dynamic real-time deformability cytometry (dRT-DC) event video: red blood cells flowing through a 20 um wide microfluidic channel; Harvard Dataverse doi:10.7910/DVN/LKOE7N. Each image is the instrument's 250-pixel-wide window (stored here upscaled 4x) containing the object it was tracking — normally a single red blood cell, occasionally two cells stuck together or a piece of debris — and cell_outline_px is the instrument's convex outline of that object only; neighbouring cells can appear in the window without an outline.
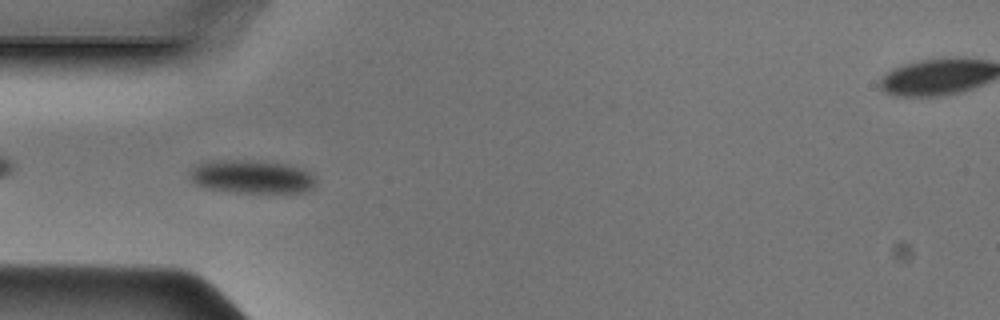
{"species": "Egyptian fruit bat (a non-hibernating species)", "species_latin": "Rousettus aegyptiacus", "temperature_condition": "cold", "stored_images_in_passage": 36, "camera_frame_rate_fps": 3000, "um_per_image_px": 0.085, "animal": {"sex": "male"}, "frame": {"image": 1, "passage_image": 2, "time_ms": 0.333, "image_size_px": [1000, 320], "cell_outline_px": [[316, 180], [312, 188], [304, 192], [232, 192], [204, 188], [196, 184], [188, 176], [188, 172], [196, 164], [212, 160], [248, 160], [284, 164], [300, 168], [308, 172]], "centroid_in_image_um": [21.31, 15.02], "position_along_channel_um": 63.7, "area_um2": 24.39}}
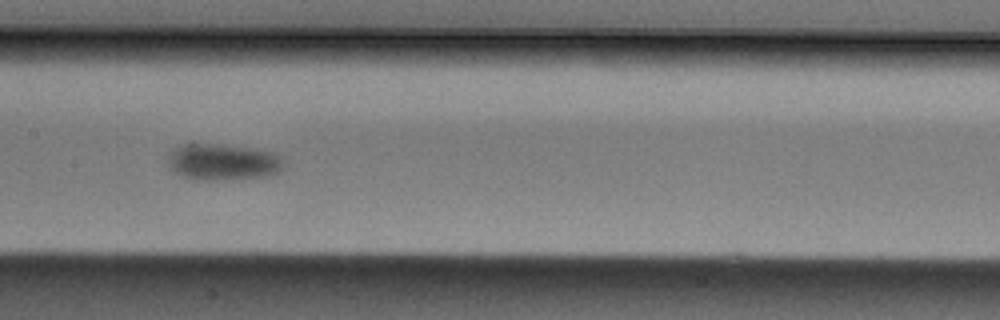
{"frame": {"image": 2, "passage_image": 11, "time_ms": 3.333, "image_size_px": [1000, 320], "cell_outline_px": [[284, 168], [280, 172], [268, 176], [216, 180], [192, 180], [180, 176], [172, 172], [168, 168], [168, 152], [176, 144], [188, 140], [192, 140], [224, 144], [272, 152], [280, 156], [284, 164]], "centroid_in_image_um": [18.8, 13.73], "position_along_channel_um": 188.6, "area_um2": 25.89}}
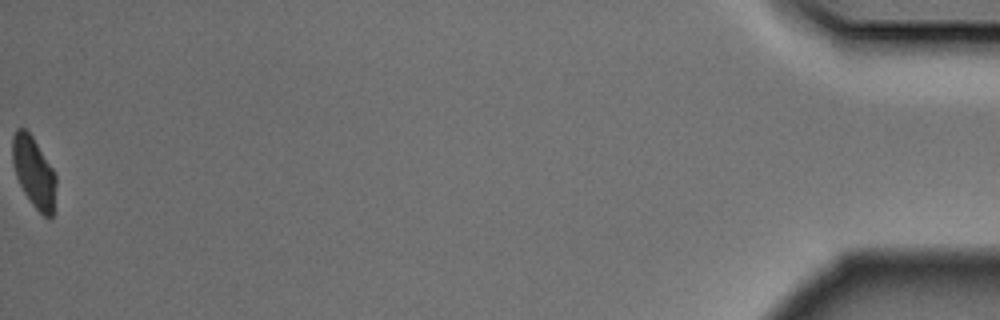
{"frame": {"image": 3, "passage_image": 36, "time_ms": 11.667, "image_size_px": [1000, 320], "cell_outline_px": [[56, 184], [52, 216], [48, 220], [32, 204], [24, 192], [16, 176], [12, 160], [12, 136], [16, 128], [24, 128], [32, 136], [52, 168], [56, 176]], "centroid_in_image_um": [2.86, 14.63], "position_along_channel_um": 432.3, "area_um2": 17.74}}